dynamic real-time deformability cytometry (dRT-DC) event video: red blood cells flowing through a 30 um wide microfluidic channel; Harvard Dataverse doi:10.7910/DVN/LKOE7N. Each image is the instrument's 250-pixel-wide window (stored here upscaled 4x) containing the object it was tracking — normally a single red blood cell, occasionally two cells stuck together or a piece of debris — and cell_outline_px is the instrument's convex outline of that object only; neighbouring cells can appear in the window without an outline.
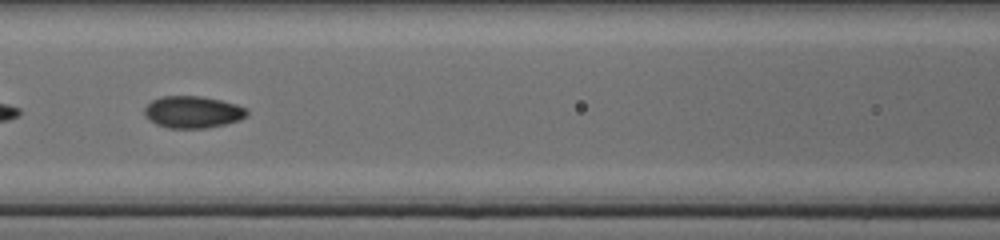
{"species": "common noctule bat (a hibernating species)", "species_latin": "Nyctalus noctula", "temperature_condition": "cold", "stored_images_in_passage": 38, "camera_frame_rate_fps": 3000, "um_per_image_px": 0.085, "animal": {"sex": "female", "body_mass_g": 17.0, "forearm_length_mm": 48.0}, "frame": {"image": 1, "passage_image": 12, "time_ms": 3.667, "image_size_px": [1000, 240], "cell_outline_px": [[248, 116], [240, 120], [224, 124], [204, 128], [168, 128], [156, 124], [144, 116], [144, 108], [152, 100], [160, 96], [200, 96], [220, 100], [236, 104], [248, 108]], "centroid_in_image_um": [16.39, 9.52], "position_along_channel_um": 150.2, "area_um2": 19.19}}
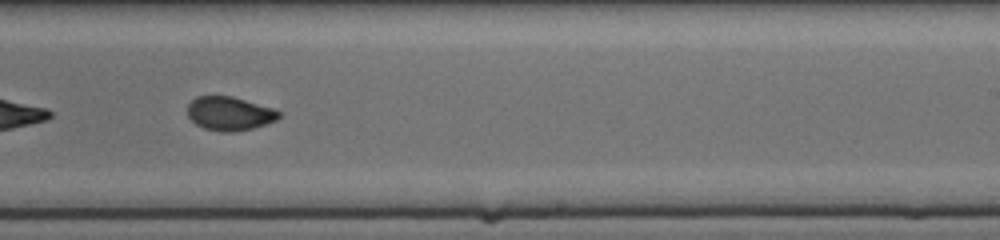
{"frame": {"image": 2, "passage_image": 20, "time_ms": 6.333, "image_size_px": [1000, 240], "cell_outline_px": [[280, 116], [276, 120], [252, 128], [232, 132], [220, 132], [204, 128], [196, 124], [188, 116], [188, 104], [196, 96], [232, 96], [272, 108], [280, 112]], "centroid_in_image_um": [19.48, 9.65], "position_along_channel_um": 269.5, "area_um2": 17.8}}
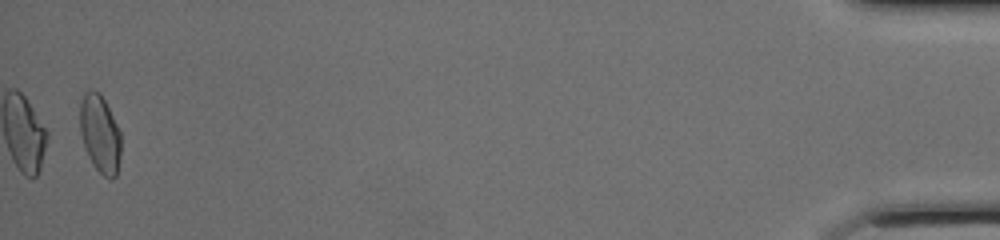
{"frame": {"image": 3, "passage_image": 37, "time_ms": 12.0, "image_size_px": [1000, 240], "cell_outline_px": [[120, 156], [116, 176], [112, 180], [104, 176], [96, 168], [88, 156], [80, 132], [80, 104], [84, 92], [92, 88], [100, 92], [120, 132]], "centroid_in_image_um": [8.49, 11.36], "position_along_channel_um": 426.7, "area_um2": 18.44}}